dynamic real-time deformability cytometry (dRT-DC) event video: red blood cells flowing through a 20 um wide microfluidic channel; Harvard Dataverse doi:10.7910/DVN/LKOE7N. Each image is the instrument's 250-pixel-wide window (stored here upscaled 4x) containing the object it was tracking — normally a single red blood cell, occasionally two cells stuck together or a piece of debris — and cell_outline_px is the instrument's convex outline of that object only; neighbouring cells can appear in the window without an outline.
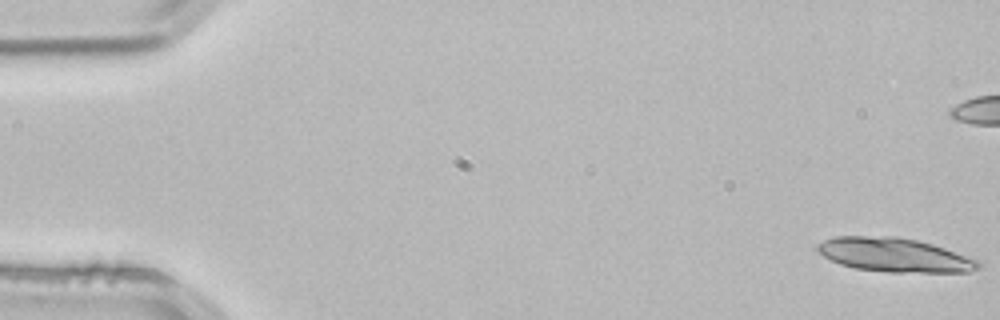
{"species": "common noctule bat (a hibernating species)", "species_latin": "Nyctalus noctula", "temperature_condition": "room temperature", "stored_images_in_passage": 20, "camera_frame_rate_fps": 3000, "um_per_image_px": 0.085, "animal": {"sex": "male", "body_mass_g": 21.5, "forearm_length_mm": 52.0}, "frame": {"image": 1, "passage_image": 1, "time_ms": 0.0, "image_size_px": [1000, 320], "cell_outline_px": [[980, 268], [968, 272], [888, 272], [856, 268], [840, 264], [824, 256], [816, 248], [816, 244], [824, 240], [836, 236], [896, 236], [916, 240], [932, 244], [980, 260]], "centroid_in_image_um": [76.04, 21.67], "position_along_channel_um": 9.0, "area_um2": 31.73}}